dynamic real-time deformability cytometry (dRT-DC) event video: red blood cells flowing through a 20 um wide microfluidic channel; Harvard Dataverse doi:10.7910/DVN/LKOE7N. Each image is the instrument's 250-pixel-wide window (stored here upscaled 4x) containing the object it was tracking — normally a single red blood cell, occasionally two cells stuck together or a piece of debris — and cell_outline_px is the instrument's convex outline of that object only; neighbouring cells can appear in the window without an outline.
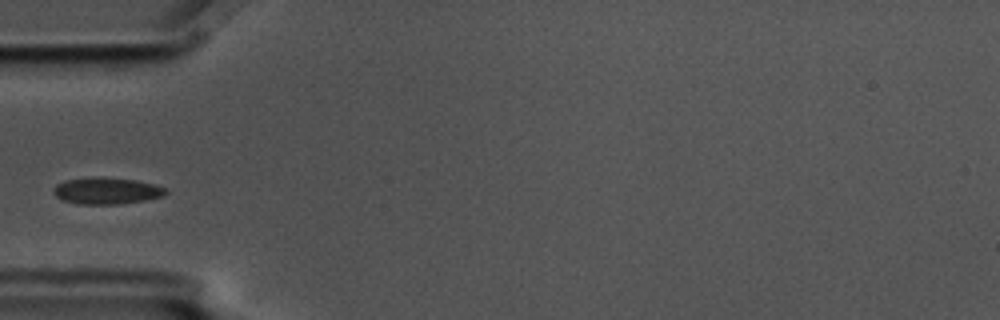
{"species": "common noctule bat (a hibernating species)", "species_latin": "Nyctalus noctula", "temperature_condition": "cold", "stored_images_in_passage": 8, "camera_frame_rate_fps": 3000, "um_per_image_px": 0.085, "animal": {"sex": "male", "body_mass_g": 17.5, "forearm_length_mm": 52.3}, "frame": {"image": 1, "passage_image": 3, "time_ms": 0.667, "image_size_px": [1000, 320], "cell_outline_px": [[168, 192], [164, 196], [144, 200], [120, 204], [76, 204], [64, 200], [56, 196], [52, 192], [52, 188], [56, 184], [64, 180], [100, 176], [136, 180], [156, 184], [168, 188]], "centroid_in_image_um": [9.08, 16.21], "position_along_channel_um": 75.9, "area_um2": 17.74}}
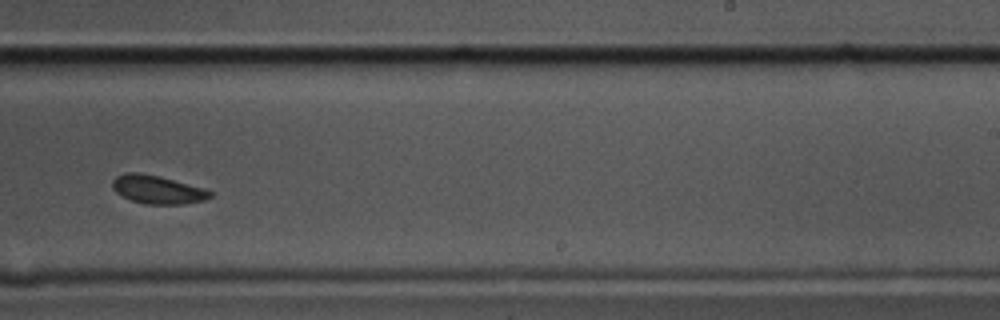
{"frame": {"image": 2, "passage_image": 8, "time_ms": 2.333, "image_size_px": [1000, 320], "cell_outline_px": [[212, 196], [204, 200], [184, 204], [144, 204], [132, 200], [116, 192], [112, 188], [112, 180], [116, 176], [124, 172], [140, 172], [160, 176], [204, 188], [212, 192]], "centroid_in_image_um": [13.37, 16.1], "position_along_channel_um": 275.6, "area_um2": 16.18}}